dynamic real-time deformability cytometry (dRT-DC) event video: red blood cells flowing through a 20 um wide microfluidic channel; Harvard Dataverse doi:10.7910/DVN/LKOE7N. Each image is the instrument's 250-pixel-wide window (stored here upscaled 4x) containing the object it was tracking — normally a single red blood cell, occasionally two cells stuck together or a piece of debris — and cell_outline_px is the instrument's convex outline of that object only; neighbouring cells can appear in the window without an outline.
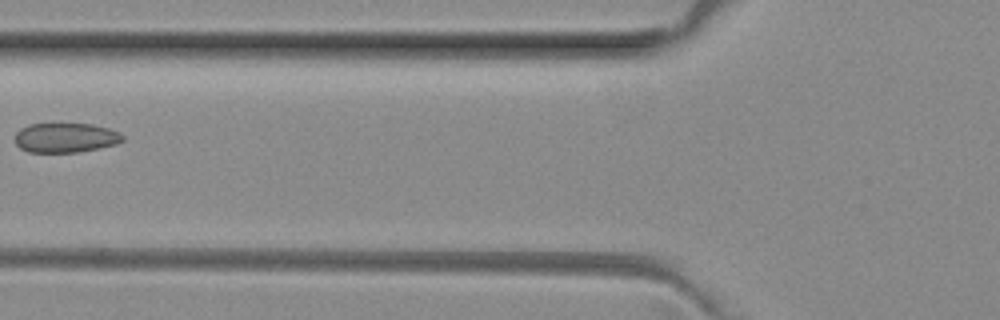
{"species": "common noctule bat (a hibernating species)", "species_latin": "Nyctalus noctula", "temperature_condition": "room temperature", "stored_images_in_passage": 4, "camera_frame_rate_fps": 3000, "um_per_image_px": 0.085, "animal": {"sex": "female", "body_mass_g": 29.2, "forearm_length_mm": 56.3}, "frame": {"image": 1, "passage_image": 3, "time_ms": 0.667, "image_size_px": [1000, 320], "cell_outline_px": [[124, 140], [116, 144], [76, 152], [28, 152], [20, 148], [16, 144], [16, 132], [20, 128], [32, 124], [92, 124], [108, 128], [120, 132], [124, 136]], "centroid_in_image_um": [5.58, 11.7], "position_along_channel_um": 120.2, "area_um2": 18.44}}
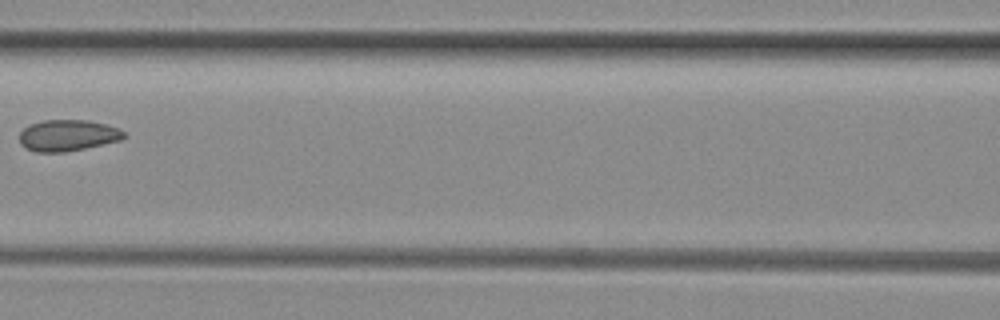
{"frame": {"image": 2, "passage_image": 4, "time_ms": 1.0, "image_size_px": [1000, 320], "cell_outline_px": [[128, 136], [120, 140], [84, 148], [64, 152], [36, 152], [24, 148], [20, 144], [20, 132], [28, 124], [44, 120], [88, 120], [104, 124], [116, 128], [124, 132]], "centroid_in_image_um": [5.71, 11.51], "position_along_channel_um": 160.9, "area_um2": 19.02}}